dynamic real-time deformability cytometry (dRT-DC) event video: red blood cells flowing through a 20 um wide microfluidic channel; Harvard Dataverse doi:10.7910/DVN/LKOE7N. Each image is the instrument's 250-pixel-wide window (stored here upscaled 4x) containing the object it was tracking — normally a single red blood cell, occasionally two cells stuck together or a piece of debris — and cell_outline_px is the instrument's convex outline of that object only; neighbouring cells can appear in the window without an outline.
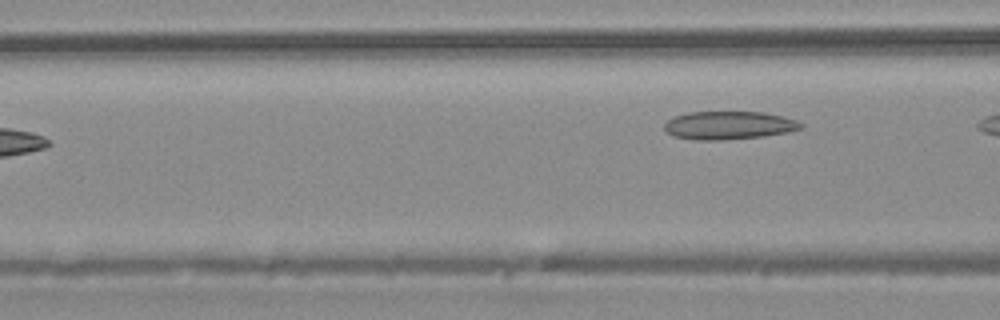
{"species": "common noctule bat (a hibernating species)", "species_latin": "Nyctalus noctula", "temperature_condition": "warm", "stored_images_in_passage": 6, "camera_frame_rate_fps": 3000, "um_per_image_px": 0.085, "animal": {"sex": "male", "body_mass_g": 20.4}, "frame": {"image": 1, "passage_image": 6, "time_ms": 1.667, "image_size_px": [1000, 320], "cell_outline_px": [[804, 128], [788, 132], [764, 136], [720, 140], [696, 140], [672, 136], [664, 128], [664, 124], [668, 120], [676, 116], [688, 112], [764, 112], [784, 116], [796, 120], [804, 124]], "centroid_in_image_um": [61.98, 10.65], "position_along_channel_um": 104.6, "area_um2": 22.48}}